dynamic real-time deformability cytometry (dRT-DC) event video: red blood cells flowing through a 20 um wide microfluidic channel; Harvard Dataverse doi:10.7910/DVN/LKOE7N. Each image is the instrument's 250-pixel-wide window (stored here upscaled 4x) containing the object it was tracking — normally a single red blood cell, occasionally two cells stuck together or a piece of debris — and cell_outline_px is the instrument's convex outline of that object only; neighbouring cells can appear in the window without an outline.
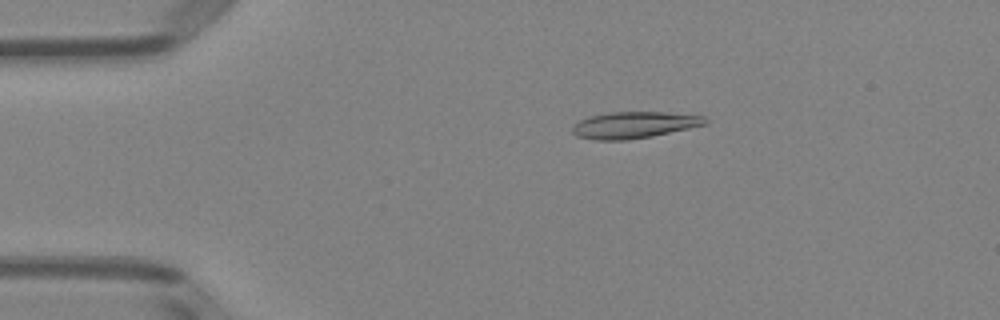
{"species": "Egyptian fruit bat (a non-hibernating species)", "species_latin": "Rousettus aegyptiacus", "temperature_condition": "room temperature", "stored_images_in_passage": 51, "camera_frame_rate_fps": 3000, "um_per_image_px": 0.085, "animal": {"sex": "female"}, "frame": {"image": 1, "passage_image": 10, "time_ms": 3.0, "image_size_px": [1000, 320], "cell_outline_px": [[708, 120], [704, 124], [688, 128], [652, 136], [628, 140], [596, 140], [576, 136], [572, 132], [572, 128], [580, 120], [588, 116], [608, 112], [668, 112], [704, 116]], "centroid_in_image_um": [53.87, 10.62], "position_along_channel_um": 31.1, "area_um2": 20.46}}
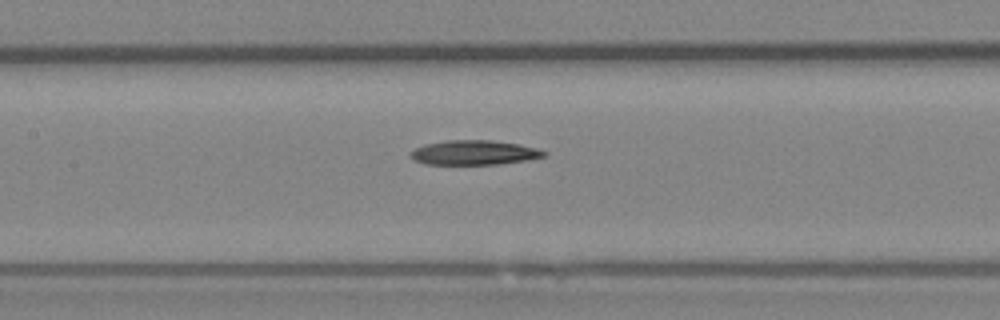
{"frame": {"image": 2, "passage_image": 24, "time_ms": 7.667, "image_size_px": [1000, 320], "cell_outline_px": [[548, 152], [544, 156], [528, 160], [496, 164], [424, 164], [416, 160], [408, 152], [424, 144], [448, 140], [492, 140], [520, 144], [536, 148]], "centroid_in_image_um": [40.31, 12.96], "position_along_channel_um": 167.1, "area_um2": 19.02}}
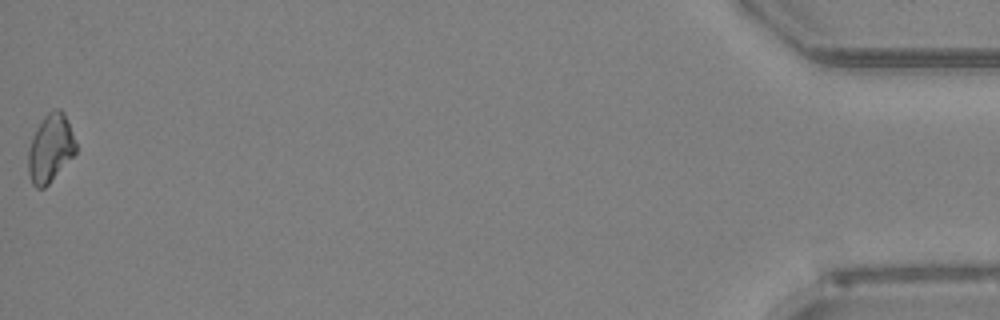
{"frame": {"image": 3, "passage_image": 51, "time_ms": 16.667, "image_size_px": [1000, 320], "cell_outline_px": [[76, 152], [48, 184], [44, 188], [36, 188], [32, 184], [28, 172], [28, 148], [32, 136], [36, 128], [44, 116], [52, 108], [60, 108], [64, 112], [76, 144]], "centroid_in_image_um": [4.25, 12.58], "position_along_channel_um": 430.9, "area_um2": 18.79}}